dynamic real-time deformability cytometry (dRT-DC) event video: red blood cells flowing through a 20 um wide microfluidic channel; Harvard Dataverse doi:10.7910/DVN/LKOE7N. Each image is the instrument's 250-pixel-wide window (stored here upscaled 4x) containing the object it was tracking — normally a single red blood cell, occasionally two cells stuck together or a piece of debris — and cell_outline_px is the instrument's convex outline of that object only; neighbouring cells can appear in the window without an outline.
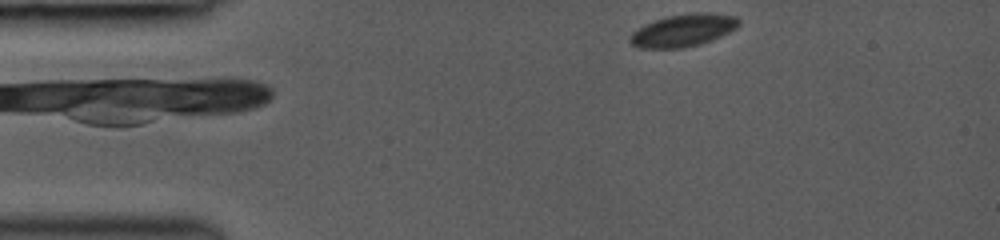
{"species": "common noctule bat (a hibernating species)", "species_latin": "Nyctalus noctula", "temperature_condition": "room temperature", "stored_images_in_passage": 39, "camera_frame_rate_fps": 3000, "um_per_image_px": 0.085, "animal": {"sex": "female", "body_mass_g": 19.0, "forearm_length_mm": 53.3}, "frame": {"image": 1, "passage_image": 1, "time_ms": 0.0, "image_size_px": [1000, 240], "cell_outline_px": [[740, 24], [736, 28], [712, 40], [700, 44], [680, 48], [640, 48], [632, 44], [628, 40], [632, 32], [644, 24], [668, 16], [692, 12], [712, 12], [736, 16], [740, 20]], "centroid_in_image_um": [58.09, 2.57], "position_along_channel_um": 26.9, "area_um2": 20.63}}
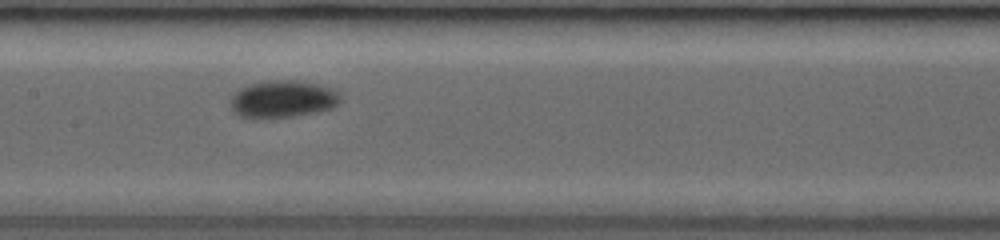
{"frame": {"image": 2, "passage_image": 17, "time_ms": 5.333, "image_size_px": [1000, 240], "cell_outline_px": [[340, 100], [332, 108], [316, 112], [296, 116], [256, 120], [236, 116], [228, 100], [240, 88], [252, 84], [272, 80], [296, 80], [320, 84], [340, 92]], "centroid_in_image_um": [23.99, 8.45], "position_along_channel_um": 183.4, "area_um2": 24.33}}
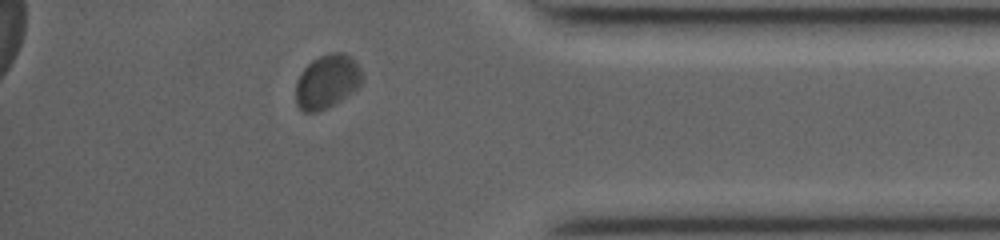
{"frame": {"image": 3, "passage_image": 34, "time_ms": 11.0, "image_size_px": [1000, 240], "cell_outline_px": [[364, 80], [348, 96], [328, 108], [316, 112], [304, 112], [296, 104], [296, 80], [304, 68], [312, 60], [320, 56], [332, 52], [340, 52], [356, 60], [364, 72]], "centroid_in_image_um": [27.83, 6.93], "position_along_channel_um": 407.4, "area_um2": 21.1}, "authors_computed_cell_mechanics": {"area_um2": 21.6172, "velocity_mm_per_s": 4.143, "shape_relaxation_time_tau1_ms": 2.6968, "shape_relaxation_time_tau2_ms": null, "deformation_change_tau1": 0.0566, "deformation_change_tau2": null}}